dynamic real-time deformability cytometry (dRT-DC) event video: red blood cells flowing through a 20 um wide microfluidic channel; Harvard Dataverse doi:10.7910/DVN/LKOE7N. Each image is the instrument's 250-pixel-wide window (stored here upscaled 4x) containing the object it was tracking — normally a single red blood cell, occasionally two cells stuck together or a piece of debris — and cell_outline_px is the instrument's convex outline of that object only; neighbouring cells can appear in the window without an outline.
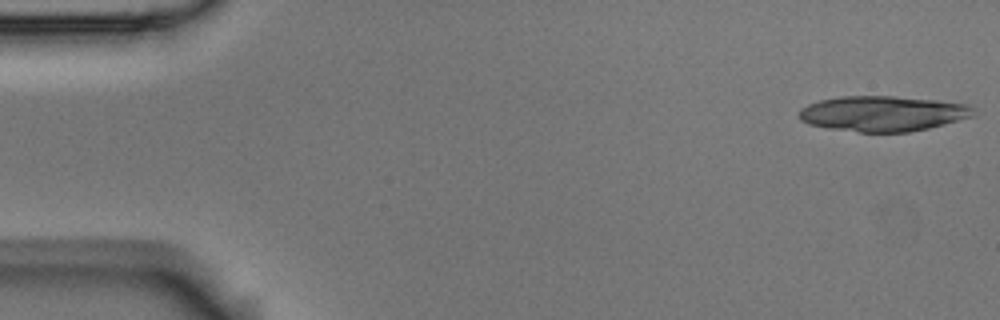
{"species": "Egyptian fruit bat (a non-hibernating species)", "species_latin": "Rousettus aegyptiacus", "temperature_condition": "room temperature", "stored_images_in_passage": 5, "camera_frame_rate_fps": 3000, "um_per_image_px": 0.085, "animal": {"sex": "male"}, "frame": {"image": 1, "passage_image": 1, "time_ms": 0.0, "image_size_px": [1000, 320], "cell_outline_px": [[976, 116], [928, 128], [908, 132], [860, 132], [828, 128], [808, 124], [800, 120], [800, 108], [808, 104], [820, 100], [840, 96], [896, 96], [936, 100], [968, 104], [972, 108]], "centroid_in_image_um": [75.04, 9.65], "position_along_channel_um": 10.0, "area_um2": 36.01}}